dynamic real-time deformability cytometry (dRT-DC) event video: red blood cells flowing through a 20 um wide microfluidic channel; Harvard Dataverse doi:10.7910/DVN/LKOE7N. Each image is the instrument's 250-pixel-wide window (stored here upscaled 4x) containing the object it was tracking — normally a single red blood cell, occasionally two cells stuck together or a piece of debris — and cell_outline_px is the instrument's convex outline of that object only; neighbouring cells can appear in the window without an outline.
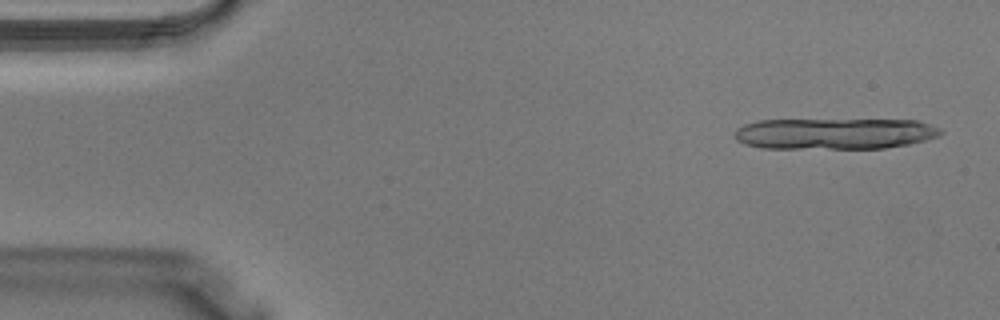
{"species": "Egyptian fruit bat (a non-hibernating species)", "species_latin": "Rousettus aegyptiacus", "temperature_condition": "warm", "stored_images_in_passage": 10, "camera_frame_rate_fps": 3000, "um_per_image_px": 0.085, "animal": {"sex": "male"}, "frame": {"image": 1, "passage_image": 2, "time_ms": 0.333, "image_size_px": [1000, 320], "cell_outline_px": [[944, 132], [940, 136], [908, 144], [884, 148], [760, 148], [744, 144], [736, 140], [736, 128], [744, 124], [760, 120], [920, 120], [940, 128]], "centroid_in_image_um": [70.96, 11.35], "position_along_channel_um": 14.0, "area_um2": 37.45}}